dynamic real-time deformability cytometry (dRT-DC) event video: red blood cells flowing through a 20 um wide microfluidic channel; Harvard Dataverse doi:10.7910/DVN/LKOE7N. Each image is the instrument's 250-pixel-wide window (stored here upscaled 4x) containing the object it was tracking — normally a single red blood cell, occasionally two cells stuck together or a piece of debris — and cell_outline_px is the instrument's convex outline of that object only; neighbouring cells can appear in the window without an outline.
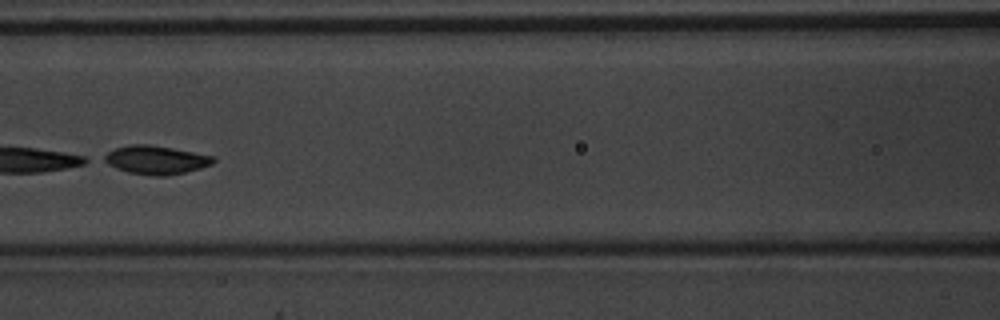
{"species": "common noctule bat (a hibernating species)", "species_latin": "Nyctalus noctula", "temperature_condition": "warm", "stored_images_in_passage": 7, "camera_frame_rate_fps": 3000, "um_per_image_px": 0.085, "animal": {"sex": "male", "body_mass_g": 20.1, "forearm_length_mm": 53.5}, "frame": {"image": 1, "passage_image": 6, "time_ms": 1.667, "image_size_px": [1000, 320], "cell_outline_px": [[216, 160], [212, 164], [200, 168], [168, 176], [156, 176], [128, 172], [116, 168], [100, 160], [100, 156], [116, 148], [128, 144], [148, 144], [172, 148], [212, 156]], "centroid_in_image_um": [13.18, 13.59], "position_along_channel_um": 153.4, "area_um2": 18.15}}
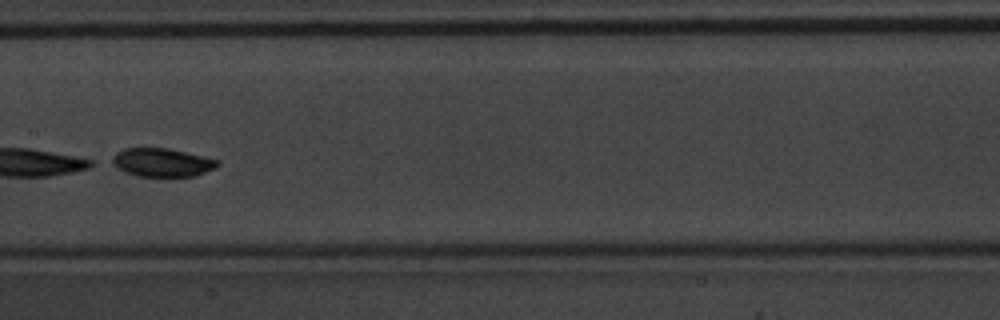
{"frame": {"image": 2, "passage_image": 7, "time_ms": 2.0, "image_size_px": [1000, 320], "cell_outline_px": [[220, 164], [216, 168], [196, 176], [136, 176], [104, 160], [116, 152], [124, 148], [168, 148], [220, 160]], "centroid_in_image_um": [13.74, 13.8], "position_along_channel_um": 193.7, "area_um2": 17.69}}